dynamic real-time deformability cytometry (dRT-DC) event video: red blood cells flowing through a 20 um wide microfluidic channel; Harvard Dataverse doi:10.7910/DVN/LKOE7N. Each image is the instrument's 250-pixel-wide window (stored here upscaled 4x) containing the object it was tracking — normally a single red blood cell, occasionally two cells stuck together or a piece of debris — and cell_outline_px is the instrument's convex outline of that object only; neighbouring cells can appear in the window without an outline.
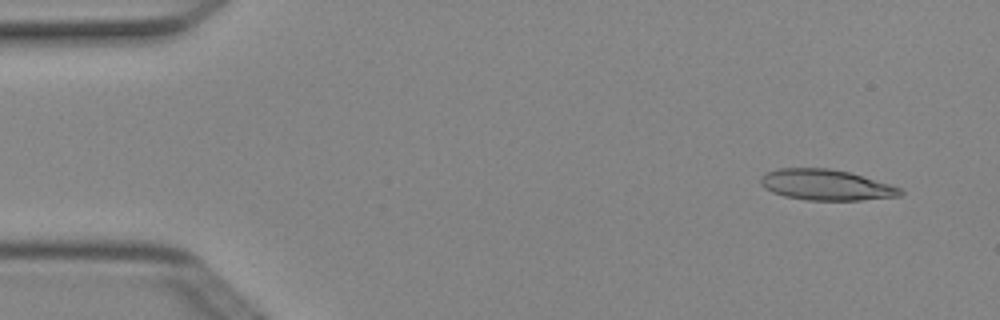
{"species": "Egyptian fruit bat (a non-hibernating species)", "species_latin": "Rousettus aegyptiacus", "temperature_condition": "cold", "stored_images_in_passage": 3, "camera_frame_rate_fps": 3000, "um_per_image_px": 0.085, "animal": {"sex": "female"}, "frame": {"image": 1, "passage_image": 1, "time_ms": 0.0, "image_size_px": [1000, 320], "cell_outline_px": [[904, 192], [900, 196], [860, 200], [808, 200], [784, 196], [772, 192], [764, 188], [760, 184], [760, 180], [768, 172], [780, 168], [828, 168], [848, 172], [892, 184], [900, 188]], "centroid_in_image_um": [70.23, 15.72], "position_along_channel_um": 14.8, "area_um2": 24.91}}